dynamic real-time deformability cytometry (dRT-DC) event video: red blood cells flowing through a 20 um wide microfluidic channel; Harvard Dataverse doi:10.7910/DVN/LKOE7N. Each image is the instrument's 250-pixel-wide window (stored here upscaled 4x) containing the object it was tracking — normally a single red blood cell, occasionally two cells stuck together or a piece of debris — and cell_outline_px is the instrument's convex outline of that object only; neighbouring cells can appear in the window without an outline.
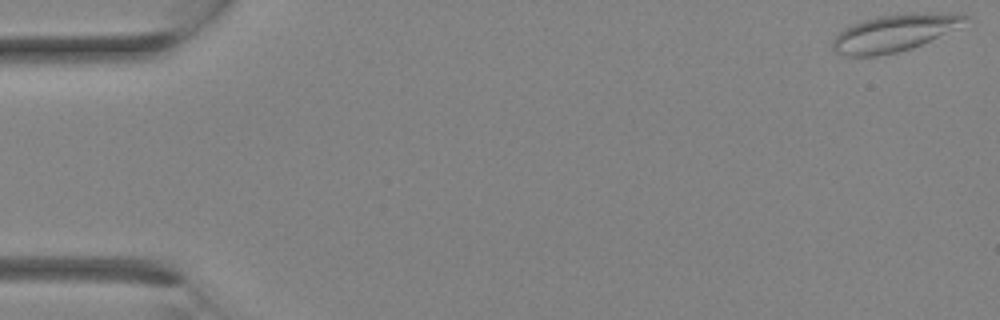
{"species": "Egyptian fruit bat (a non-hibernating species)", "species_latin": "Rousettus aegyptiacus", "temperature_condition": "room temperature", "stored_images_in_passage": 15, "camera_frame_rate_fps": 3000, "um_per_image_px": 0.085, "animal": {"sex": "female"}, "frame": {"image": 1, "passage_image": 1, "time_ms": 0.0, "image_size_px": [1000, 320], "cell_outline_px": [[972, 20], [912, 48], [896, 52], [876, 56], [848, 56], [836, 52], [832, 48], [832, 40], [844, 28], [852, 24], [864, 20], [880, 16], [912, 12], [960, 12], [968, 16]], "centroid_in_image_um": [76.06, 2.77], "position_along_channel_um": 8.9, "area_um2": 28.61}}
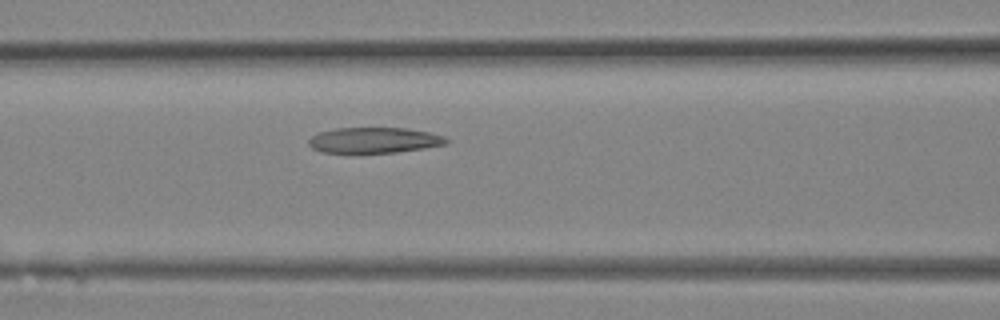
{"frame": {"image": 2, "passage_image": 13, "time_ms": 4.0, "image_size_px": [1000, 320], "cell_outline_px": [[448, 144], [424, 148], [396, 152], [320, 152], [312, 148], [308, 144], [308, 140], [312, 136], [320, 132], [336, 128], [408, 128], [428, 132], [444, 136], [448, 140]], "centroid_in_image_um": [31.81, 11.91], "position_along_channel_um": 134.8, "area_um2": 20.4}}
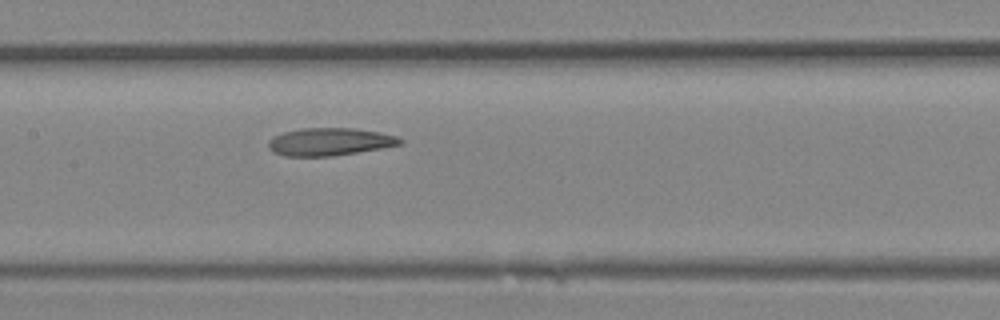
{"frame": {"image": 3, "passage_image": 15, "time_ms": 4.667, "image_size_px": [1000, 320], "cell_outline_px": [[404, 144], [332, 156], [284, 156], [272, 152], [268, 148], [268, 140], [272, 136], [284, 132], [304, 128], [356, 128], [380, 132], [396, 136], [404, 140]], "centroid_in_image_um": [28.01, 12.04], "position_along_channel_um": 179.4, "area_um2": 21.33}}